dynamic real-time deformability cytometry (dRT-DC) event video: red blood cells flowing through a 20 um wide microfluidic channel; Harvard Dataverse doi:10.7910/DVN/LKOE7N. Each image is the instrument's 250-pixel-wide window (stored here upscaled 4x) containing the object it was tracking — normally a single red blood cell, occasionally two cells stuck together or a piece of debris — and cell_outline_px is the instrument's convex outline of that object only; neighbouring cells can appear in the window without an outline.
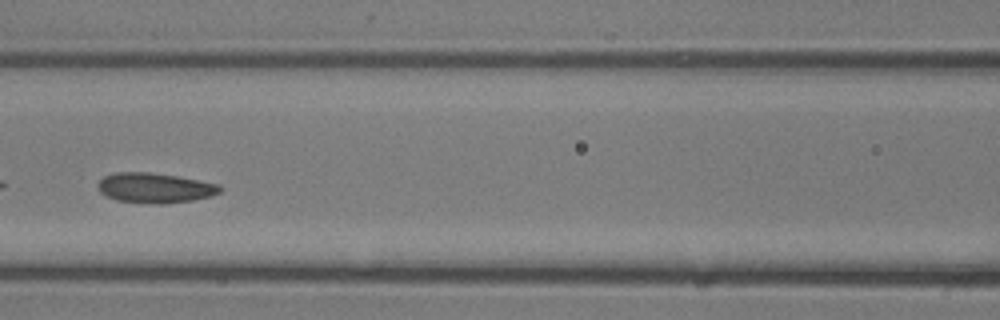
{"species": "common noctule bat (a hibernating species)", "species_latin": "Nyctalus noctula", "temperature_condition": "room temperature", "stored_images_in_passage": 29, "camera_frame_rate_fps": 3000, "um_per_image_px": 0.085, "animal": {"sex": "male", "body_mass_g": 13.3}, "frame": {"image": 1, "passage_image": 13, "time_ms": 4.0, "image_size_px": [1000, 320], "cell_outline_px": [[224, 188], [220, 192], [212, 196], [192, 200], [164, 204], [156, 204], [116, 200], [100, 192], [96, 184], [104, 176], [116, 172], [148, 172], [176, 176], [220, 184]], "centroid_in_image_um": [13.18, 15.97], "position_along_channel_um": 153.4, "area_um2": 21.39}}
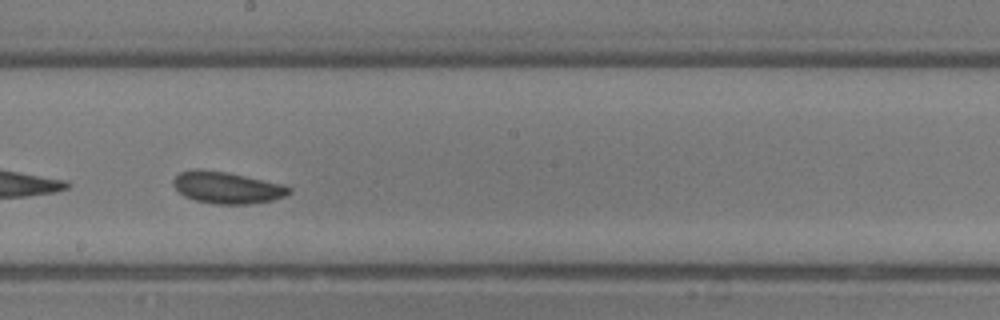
{"frame": {"image": 2, "passage_image": 17, "time_ms": 5.333, "image_size_px": [1000, 320], "cell_outline_px": [[292, 192], [284, 196], [272, 200], [248, 204], [216, 204], [196, 200], [184, 196], [172, 184], [172, 180], [180, 172], [196, 168], [200, 168], [228, 172], [284, 184], [292, 188]], "centroid_in_image_um": [19.3, 15.93], "position_along_channel_um": 228.9, "area_um2": 21.56}}